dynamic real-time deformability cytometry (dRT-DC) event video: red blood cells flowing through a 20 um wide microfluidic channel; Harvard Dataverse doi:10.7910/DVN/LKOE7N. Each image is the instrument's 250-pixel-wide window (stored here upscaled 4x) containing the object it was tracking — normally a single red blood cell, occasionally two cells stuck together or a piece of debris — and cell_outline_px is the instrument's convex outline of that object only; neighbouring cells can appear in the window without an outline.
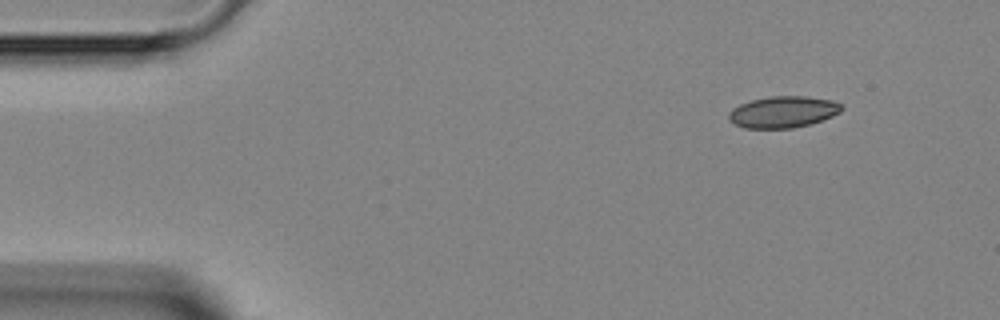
{"species": "Egyptian fruit bat (a non-hibernating species)", "species_latin": "Rousettus aegyptiacus", "temperature_condition": "room temperature", "stored_images_in_passage": 2, "camera_frame_rate_fps": 3000, "um_per_image_px": 0.085, "animal": {"sex": "female"}, "frame": {"image": 1, "passage_image": 2, "time_ms": 1.667, "image_size_px": [1000, 320], "cell_outline_px": [[844, 108], [840, 112], [832, 116], [808, 124], [792, 128], [744, 128], [728, 120], [728, 112], [732, 108], [740, 104], [752, 100], [772, 96], [804, 96], [832, 100], [840, 104]], "centroid_in_image_um": [66.53, 9.51], "position_along_channel_um": 18.5, "area_um2": 20.58}}